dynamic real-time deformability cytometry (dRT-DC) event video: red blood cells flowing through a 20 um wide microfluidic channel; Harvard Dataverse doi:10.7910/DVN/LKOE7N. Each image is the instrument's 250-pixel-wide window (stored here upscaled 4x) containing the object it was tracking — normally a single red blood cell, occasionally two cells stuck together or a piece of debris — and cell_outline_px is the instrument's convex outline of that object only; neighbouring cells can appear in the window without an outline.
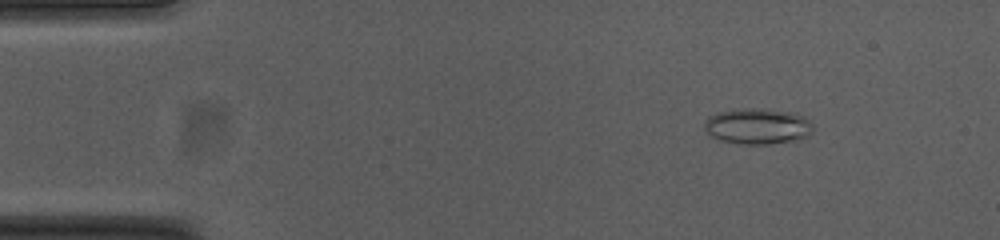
{"species": "common noctule bat (a hibernating species)", "species_latin": "Nyctalus noctula", "temperature_condition": "cold", "stored_images_in_passage": 51, "camera_frame_rate_fps": 3000, "um_per_image_px": 0.085, "animal": {"sex": "female", "body_mass_g": 23.0, "forearm_length_mm": 53.4}, "frame": {"image": 1, "passage_image": 4, "time_ms": 1.0, "image_size_px": [1000, 240], "cell_outline_px": [[812, 132], [808, 136], [800, 140], [768, 144], [740, 144], [720, 140], [708, 136], [704, 128], [704, 120], [708, 116], [716, 112], [744, 108], [768, 108], [792, 112], [804, 116], [812, 124]], "centroid_in_image_um": [64.37, 10.72], "position_along_channel_um": 20.6, "area_um2": 23.24}}
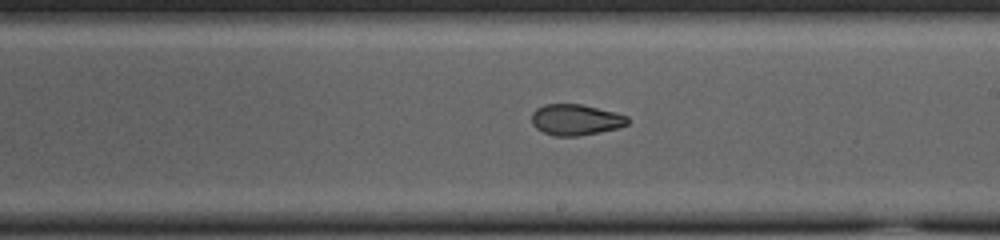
{"frame": {"image": 2, "passage_image": 28, "time_ms": 9.0, "image_size_px": [1000, 240], "cell_outline_px": [[628, 124], [616, 128], [600, 132], [576, 136], [556, 136], [544, 132], [536, 128], [532, 124], [532, 112], [536, 108], [544, 104], [580, 104], [628, 116]], "centroid_in_image_um": [48.89, 10.18], "position_along_channel_um": 240.1, "area_um2": 17.11}}
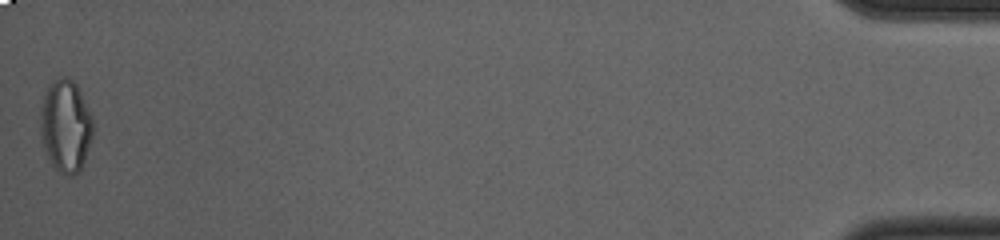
{"frame": {"image": 3, "passage_image": 51, "time_ms": 16.667, "image_size_px": [1000, 240], "cell_outline_px": [[92, 136], [80, 172], [72, 176], [68, 176], [60, 172], [48, 160], [44, 148], [40, 132], [40, 108], [48, 84], [60, 76], [68, 76], [76, 84], [92, 116]], "centroid_in_image_um": [5.56, 10.7], "position_along_channel_um": 429.6, "area_um2": 28.38}, "authors_computed_cell_mechanics": {"area_um2": 19.652, "velocity_mm_per_s": 3.7584, "shape_relaxation_time_tau1_ms": null, "shape_relaxation_time_tau2_ms": 2.1713, "deformation_change_tau1": null, "deformation_change_tau2": 0.0703}}